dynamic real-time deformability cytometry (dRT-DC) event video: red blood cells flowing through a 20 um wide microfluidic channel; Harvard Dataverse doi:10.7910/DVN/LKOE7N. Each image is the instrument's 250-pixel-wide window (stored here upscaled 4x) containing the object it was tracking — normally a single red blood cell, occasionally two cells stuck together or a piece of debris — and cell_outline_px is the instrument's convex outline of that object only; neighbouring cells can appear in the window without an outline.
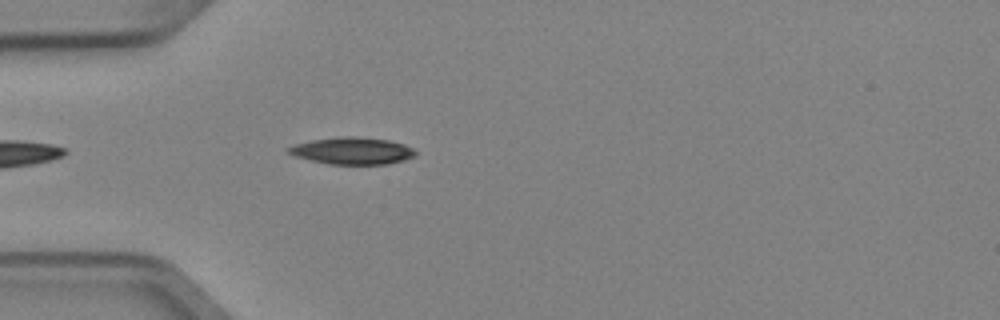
{"species": "Egyptian fruit bat (a non-hibernating species)", "species_latin": "Rousettus aegyptiacus", "temperature_condition": "cold", "stored_images_in_passage": 3, "camera_frame_rate_fps": 3000, "um_per_image_px": 0.085, "animal": {"sex": "female"}, "frame": {"image": 1, "passage_image": 3, "time_ms": 0.667, "image_size_px": [1000, 320], "cell_outline_px": [[416, 156], [404, 160], [388, 164], [328, 164], [296, 156], [288, 152], [284, 148], [296, 144], [312, 140], [340, 136], [348, 136], [388, 140], [404, 144], [412, 148], [416, 152]], "centroid_in_image_um": [29.95, 12.82], "position_along_channel_um": 55.0, "area_um2": 19.83}}